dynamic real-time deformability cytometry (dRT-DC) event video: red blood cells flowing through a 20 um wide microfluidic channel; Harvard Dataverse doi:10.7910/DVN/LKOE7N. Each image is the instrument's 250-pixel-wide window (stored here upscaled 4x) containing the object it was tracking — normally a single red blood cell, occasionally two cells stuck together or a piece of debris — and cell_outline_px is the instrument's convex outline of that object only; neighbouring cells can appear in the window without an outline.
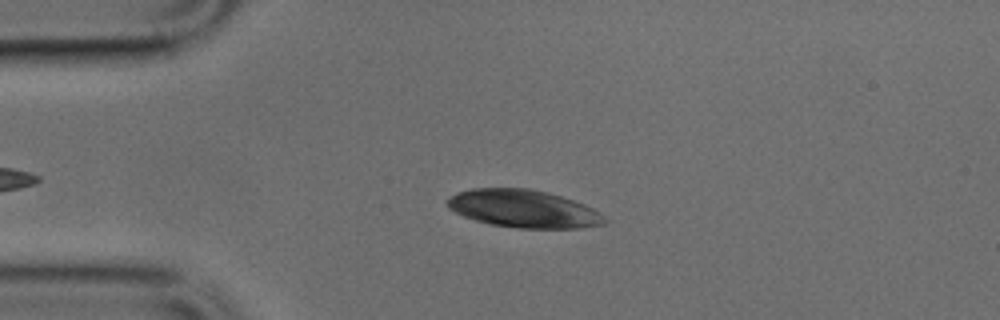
{"species": "common noctule bat (a hibernating species)", "species_latin": "Nyctalus noctula", "temperature_condition": "cold", "stored_images_in_passage": 36, "camera_frame_rate_fps": 3000, "um_per_image_px": 0.085, "animal": {"sex": "male", "body_mass_g": 17.9, "forearm_length_mm": 54.2}, "frame": {"image": 1, "passage_image": 8, "time_ms": 2.333, "image_size_px": [1000, 320], "cell_outline_px": [[608, 220], [604, 224], [580, 228], [520, 228], [492, 224], [476, 220], [464, 216], [448, 208], [444, 204], [444, 200], [456, 192], [472, 188], [528, 188], [548, 192], [584, 204], [600, 212]], "centroid_in_image_um": [44.47, 17.73], "position_along_channel_um": 40.5, "area_um2": 34.68}}